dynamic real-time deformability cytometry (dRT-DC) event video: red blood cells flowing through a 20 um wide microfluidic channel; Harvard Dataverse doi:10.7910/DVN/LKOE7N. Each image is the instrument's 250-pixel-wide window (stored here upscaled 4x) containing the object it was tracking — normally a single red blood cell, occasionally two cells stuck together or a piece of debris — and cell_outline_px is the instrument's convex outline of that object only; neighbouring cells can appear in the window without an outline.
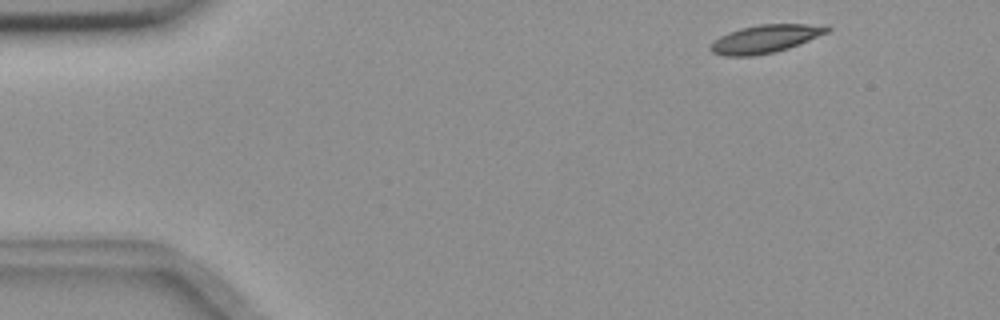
{"species": "common noctule bat (a hibernating species)", "species_latin": "Nyctalus noctula", "temperature_condition": "room temperature", "stored_images_in_passage": 13, "camera_frame_rate_fps": 3000, "um_per_image_px": 0.085, "animal": {"sex": "female", "body_mass_g": 18.4}, "frame": {"image": 1, "passage_image": 1, "time_ms": 0.0, "image_size_px": [1000, 320], "cell_outline_px": [[832, 28], [828, 32], [788, 48], [776, 52], [752, 56], [724, 56], [712, 52], [708, 48], [720, 36], [728, 32], [740, 28], [760, 24], [828, 24]], "centroid_in_image_um": [65.07, 3.29], "position_along_channel_um": 19.9, "area_um2": 19.07}}
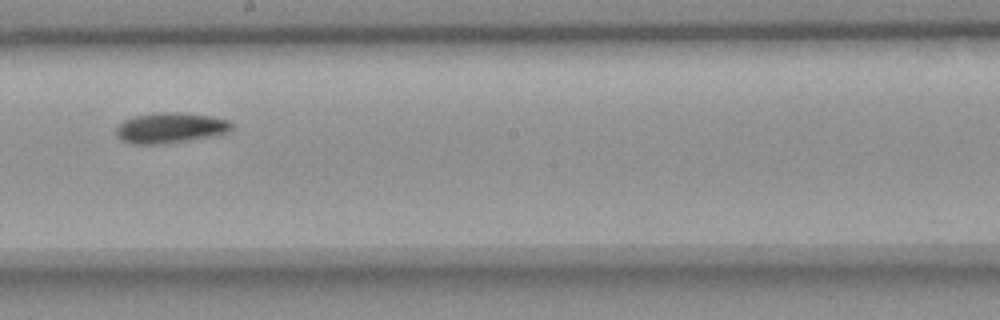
{"frame": {"image": 2, "passage_image": 7, "time_ms": 2.0, "image_size_px": [1000, 320], "cell_outline_px": [[232, 128], [228, 132], [208, 136], [164, 144], [132, 144], [116, 136], [116, 128], [124, 120], [136, 116], [152, 112], [180, 112], [208, 116], [228, 120], [232, 124]], "centroid_in_image_um": [14.44, 10.86], "position_along_channel_um": 233.8, "area_um2": 20.23}}
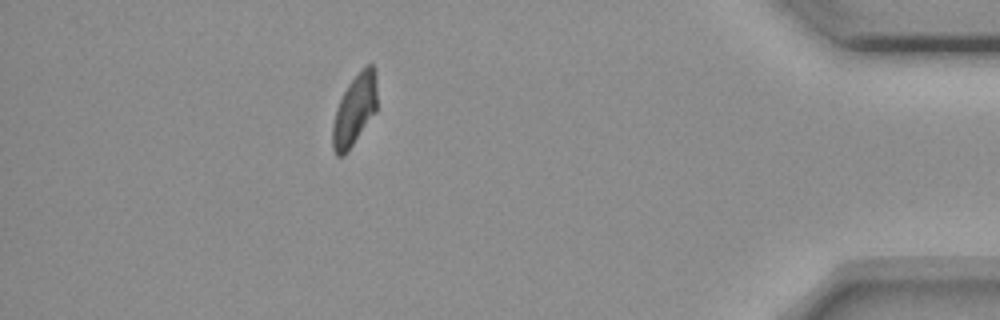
{"frame": {"image": 3, "passage_image": 12, "time_ms": 3.667, "image_size_px": [1000, 320], "cell_outline_px": [[376, 112], [348, 152], [344, 156], [336, 156], [332, 148], [332, 124], [336, 108], [348, 84], [368, 64], [372, 64], [376, 72]], "centroid_in_image_um": [30.12, 9.41], "position_along_channel_um": 405.1, "area_um2": 18.38}}